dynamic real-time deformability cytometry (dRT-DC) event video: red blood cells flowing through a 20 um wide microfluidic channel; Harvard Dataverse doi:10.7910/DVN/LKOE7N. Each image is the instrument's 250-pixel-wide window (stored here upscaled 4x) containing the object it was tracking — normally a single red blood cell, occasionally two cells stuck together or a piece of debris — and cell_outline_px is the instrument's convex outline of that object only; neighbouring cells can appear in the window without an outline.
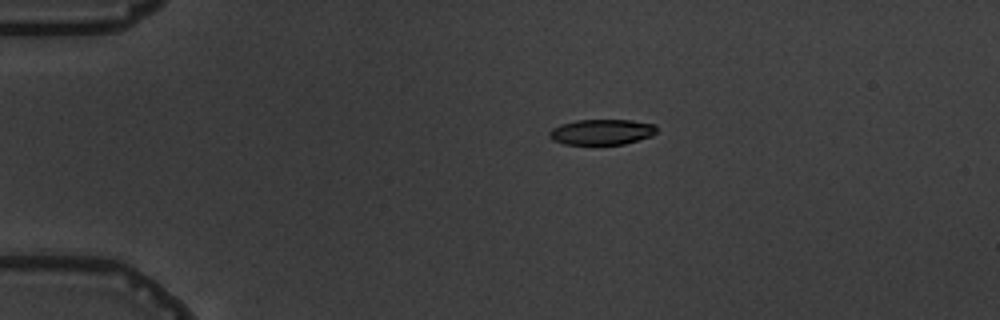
{"species": "common noctule bat (a hibernating species)", "species_latin": "Nyctalus noctula", "temperature_condition": "warm", "stored_images_in_passage": 2, "camera_frame_rate_fps": 3000, "um_per_image_px": 0.085, "animal": {"sex": "male", "body_mass_g": 19.5, "forearm_length_mm": 54.6}, "frame": {"image": 1, "passage_image": 1, "time_ms": 0.0, "image_size_px": [1000, 320], "cell_outline_px": [[656, 132], [652, 136], [624, 144], [564, 144], [552, 140], [548, 136], [548, 132], [552, 128], [560, 124], [576, 120], [632, 120], [656, 124]], "centroid_in_image_um": [51.13, 11.21], "position_along_channel_um": 33.9, "area_um2": 16.07}}